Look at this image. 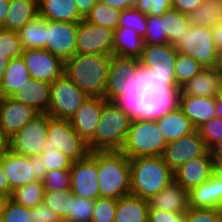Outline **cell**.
Returning <instances> with one entry per match:
<instances>
[{"mask_svg": "<svg viewBox=\"0 0 222 222\" xmlns=\"http://www.w3.org/2000/svg\"><path fill=\"white\" fill-rule=\"evenodd\" d=\"M104 98L108 102L130 103L143 108L151 98L144 84L138 58L111 55Z\"/></svg>", "mask_w": 222, "mask_h": 222, "instance_id": "6da1fadb", "label": "cell"}, {"mask_svg": "<svg viewBox=\"0 0 222 222\" xmlns=\"http://www.w3.org/2000/svg\"><path fill=\"white\" fill-rule=\"evenodd\" d=\"M177 53L172 44L144 45L139 60L150 97H169L176 92L174 66Z\"/></svg>", "mask_w": 222, "mask_h": 222, "instance_id": "7a4b0ae2", "label": "cell"}, {"mask_svg": "<svg viewBox=\"0 0 222 222\" xmlns=\"http://www.w3.org/2000/svg\"><path fill=\"white\" fill-rule=\"evenodd\" d=\"M139 109L130 103L107 102L103 106L94 137L87 143L89 152L121 151L131 121Z\"/></svg>", "mask_w": 222, "mask_h": 222, "instance_id": "3957f363", "label": "cell"}, {"mask_svg": "<svg viewBox=\"0 0 222 222\" xmlns=\"http://www.w3.org/2000/svg\"><path fill=\"white\" fill-rule=\"evenodd\" d=\"M111 55L75 53L64 62V74L90 97L105 96Z\"/></svg>", "mask_w": 222, "mask_h": 222, "instance_id": "277c9868", "label": "cell"}, {"mask_svg": "<svg viewBox=\"0 0 222 222\" xmlns=\"http://www.w3.org/2000/svg\"><path fill=\"white\" fill-rule=\"evenodd\" d=\"M166 145V137L155 119L140 108L131 121L121 152L129 158L161 156Z\"/></svg>", "mask_w": 222, "mask_h": 222, "instance_id": "5b68a950", "label": "cell"}, {"mask_svg": "<svg viewBox=\"0 0 222 222\" xmlns=\"http://www.w3.org/2000/svg\"><path fill=\"white\" fill-rule=\"evenodd\" d=\"M174 180L161 156L130 158V194L149 200Z\"/></svg>", "mask_w": 222, "mask_h": 222, "instance_id": "8992f818", "label": "cell"}, {"mask_svg": "<svg viewBox=\"0 0 222 222\" xmlns=\"http://www.w3.org/2000/svg\"><path fill=\"white\" fill-rule=\"evenodd\" d=\"M100 197L119 198L130 194V158L121 151H97Z\"/></svg>", "mask_w": 222, "mask_h": 222, "instance_id": "52a82bcc", "label": "cell"}, {"mask_svg": "<svg viewBox=\"0 0 222 222\" xmlns=\"http://www.w3.org/2000/svg\"><path fill=\"white\" fill-rule=\"evenodd\" d=\"M143 108L155 119L167 143L196 130L189 118L169 97H151Z\"/></svg>", "mask_w": 222, "mask_h": 222, "instance_id": "ba28073f", "label": "cell"}, {"mask_svg": "<svg viewBox=\"0 0 222 222\" xmlns=\"http://www.w3.org/2000/svg\"><path fill=\"white\" fill-rule=\"evenodd\" d=\"M46 136L42 153L57 149L73 162L89 153L87 143L76 133L69 120L50 118Z\"/></svg>", "mask_w": 222, "mask_h": 222, "instance_id": "9c48e42d", "label": "cell"}, {"mask_svg": "<svg viewBox=\"0 0 222 222\" xmlns=\"http://www.w3.org/2000/svg\"><path fill=\"white\" fill-rule=\"evenodd\" d=\"M2 168L12 191L36 180L42 181L47 172L39 155L23 156L9 149L2 154Z\"/></svg>", "mask_w": 222, "mask_h": 222, "instance_id": "30bf717a", "label": "cell"}, {"mask_svg": "<svg viewBox=\"0 0 222 222\" xmlns=\"http://www.w3.org/2000/svg\"><path fill=\"white\" fill-rule=\"evenodd\" d=\"M175 48L198 61L203 68L216 66L218 51L212 29L191 24Z\"/></svg>", "mask_w": 222, "mask_h": 222, "instance_id": "8fae6325", "label": "cell"}, {"mask_svg": "<svg viewBox=\"0 0 222 222\" xmlns=\"http://www.w3.org/2000/svg\"><path fill=\"white\" fill-rule=\"evenodd\" d=\"M88 97L63 74L50 83V103L47 114L51 118L70 120Z\"/></svg>", "mask_w": 222, "mask_h": 222, "instance_id": "7c38bea8", "label": "cell"}, {"mask_svg": "<svg viewBox=\"0 0 222 222\" xmlns=\"http://www.w3.org/2000/svg\"><path fill=\"white\" fill-rule=\"evenodd\" d=\"M50 115L39 113L21 130L9 137V150L23 156H36L42 153V147L47 141V128Z\"/></svg>", "mask_w": 222, "mask_h": 222, "instance_id": "4fadbf2b", "label": "cell"}, {"mask_svg": "<svg viewBox=\"0 0 222 222\" xmlns=\"http://www.w3.org/2000/svg\"><path fill=\"white\" fill-rule=\"evenodd\" d=\"M71 190L75 196L96 200L100 197L97 168V151L72 162Z\"/></svg>", "mask_w": 222, "mask_h": 222, "instance_id": "5bb4252c", "label": "cell"}, {"mask_svg": "<svg viewBox=\"0 0 222 222\" xmlns=\"http://www.w3.org/2000/svg\"><path fill=\"white\" fill-rule=\"evenodd\" d=\"M114 36V30L83 19L78 23L76 53L113 55Z\"/></svg>", "mask_w": 222, "mask_h": 222, "instance_id": "9a60e30c", "label": "cell"}, {"mask_svg": "<svg viewBox=\"0 0 222 222\" xmlns=\"http://www.w3.org/2000/svg\"><path fill=\"white\" fill-rule=\"evenodd\" d=\"M209 149L205 145L199 132H194L167 143L161 157L167 166L174 172L182 164L203 156Z\"/></svg>", "mask_w": 222, "mask_h": 222, "instance_id": "2e32d148", "label": "cell"}, {"mask_svg": "<svg viewBox=\"0 0 222 222\" xmlns=\"http://www.w3.org/2000/svg\"><path fill=\"white\" fill-rule=\"evenodd\" d=\"M78 23L47 20L46 45L63 62L76 53Z\"/></svg>", "mask_w": 222, "mask_h": 222, "instance_id": "e0dca14e", "label": "cell"}, {"mask_svg": "<svg viewBox=\"0 0 222 222\" xmlns=\"http://www.w3.org/2000/svg\"><path fill=\"white\" fill-rule=\"evenodd\" d=\"M21 56L25 61L30 77L34 80L52 83L64 74V62L48 50H23Z\"/></svg>", "mask_w": 222, "mask_h": 222, "instance_id": "ac0fdd59", "label": "cell"}, {"mask_svg": "<svg viewBox=\"0 0 222 222\" xmlns=\"http://www.w3.org/2000/svg\"><path fill=\"white\" fill-rule=\"evenodd\" d=\"M107 102L105 98L89 96L70 118L74 130L86 143L94 137L103 106Z\"/></svg>", "mask_w": 222, "mask_h": 222, "instance_id": "d6986e66", "label": "cell"}, {"mask_svg": "<svg viewBox=\"0 0 222 222\" xmlns=\"http://www.w3.org/2000/svg\"><path fill=\"white\" fill-rule=\"evenodd\" d=\"M37 114L33 107L17 102L11 97L0 98V127L9 138Z\"/></svg>", "mask_w": 222, "mask_h": 222, "instance_id": "ffe728a7", "label": "cell"}, {"mask_svg": "<svg viewBox=\"0 0 222 222\" xmlns=\"http://www.w3.org/2000/svg\"><path fill=\"white\" fill-rule=\"evenodd\" d=\"M169 98L189 118L196 130L216 117L215 97L170 95Z\"/></svg>", "mask_w": 222, "mask_h": 222, "instance_id": "44dd1931", "label": "cell"}, {"mask_svg": "<svg viewBox=\"0 0 222 222\" xmlns=\"http://www.w3.org/2000/svg\"><path fill=\"white\" fill-rule=\"evenodd\" d=\"M213 159L209 150L198 158L182 164L173 172L174 180L184 189H191L201 185L212 176Z\"/></svg>", "mask_w": 222, "mask_h": 222, "instance_id": "7402d4cb", "label": "cell"}, {"mask_svg": "<svg viewBox=\"0 0 222 222\" xmlns=\"http://www.w3.org/2000/svg\"><path fill=\"white\" fill-rule=\"evenodd\" d=\"M221 78L215 67L203 68L193 79L187 81L171 95L217 97Z\"/></svg>", "mask_w": 222, "mask_h": 222, "instance_id": "603a6c76", "label": "cell"}, {"mask_svg": "<svg viewBox=\"0 0 222 222\" xmlns=\"http://www.w3.org/2000/svg\"><path fill=\"white\" fill-rule=\"evenodd\" d=\"M147 201L149 208L153 209L170 212H186L189 210L188 191L175 180Z\"/></svg>", "mask_w": 222, "mask_h": 222, "instance_id": "cb8c5ba5", "label": "cell"}, {"mask_svg": "<svg viewBox=\"0 0 222 222\" xmlns=\"http://www.w3.org/2000/svg\"><path fill=\"white\" fill-rule=\"evenodd\" d=\"M17 102L33 107L39 113H47L50 103V83L30 78L27 84L10 96Z\"/></svg>", "mask_w": 222, "mask_h": 222, "instance_id": "d4e9b609", "label": "cell"}, {"mask_svg": "<svg viewBox=\"0 0 222 222\" xmlns=\"http://www.w3.org/2000/svg\"><path fill=\"white\" fill-rule=\"evenodd\" d=\"M189 208L222 209V187L213 175L209 180L188 191Z\"/></svg>", "mask_w": 222, "mask_h": 222, "instance_id": "484cf974", "label": "cell"}, {"mask_svg": "<svg viewBox=\"0 0 222 222\" xmlns=\"http://www.w3.org/2000/svg\"><path fill=\"white\" fill-rule=\"evenodd\" d=\"M38 15L45 20L71 23H79L84 19L74 0H38Z\"/></svg>", "mask_w": 222, "mask_h": 222, "instance_id": "4316f807", "label": "cell"}, {"mask_svg": "<svg viewBox=\"0 0 222 222\" xmlns=\"http://www.w3.org/2000/svg\"><path fill=\"white\" fill-rule=\"evenodd\" d=\"M30 78V73L22 56L10 59L0 84V98L10 97L15 92L20 91V88H23Z\"/></svg>", "mask_w": 222, "mask_h": 222, "instance_id": "83f0119b", "label": "cell"}, {"mask_svg": "<svg viewBox=\"0 0 222 222\" xmlns=\"http://www.w3.org/2000/svg\"><path fill=\"white\" fill-rule=\"evenodd\" d=\"M113 55L118 57L140 58L144 40L135 30L118 27L114 30Z\"/></svg>", "mask_w": 222, "mask_h": 222, "instance_id": "f1b7e54d", "label": "cell"}, {"mask_svg": "<svg viewBox=\"0 0 222 222\" xmlns=\"http://www.w3.org/2000/svg\"><path fill=\"white\" fill-rule=\"evenodd\" d=\"M38 15V0H10L4 29L18 31Z\"/></svg>", "mask_w": 222, "mask_h": 222, "instance_id": "f546056e", "label": "cell"}, {"mask_svg": "<svg viewBox=\"0 0 222 222\" xmlns=\"http://www.w3.org/2000/svg\"><path fill=\"white\" fill-rule=\"evenodd\" d=\"M148 201L132 194L117 200L114 222H148Z\"/></svg>", "mask_w": 222, "mask_h": 222, "instance_id": "4dcf8cb0", "label": "cell"}, {"mask_svg": "<svg viewBox=\"0 0 222 222\" xmlns=\"http://www.w3.org/2000/svg\"><path fill=\"white\" fill-rule=\"evenodd\" d=\"M47 20L37 15L17 31L23 50L45 49Z\"/></svg>", "mask_w": 222, "mask_h": 222, "instance_id": "1f68e13d", "label": "cell"}, {"mask_svg": "<svg viewBox=\"0 0 222 222\" xmlns=\"http://www.w3.org/2000/svg\"><path fill=\"white\" fill-rule=\"evenodd\" d=\"M188 17L192 25L212 29L222 22V0H204Z\"/></svg>", "mask_w": 222, "mask_h": 222, "instance_id": "d6a6232c", "label": "cell"}, {"mask_svg": "<svg viewBox=\"0 0 222 222\" xmlns=\"http://www.w3.org/2000/svg\"><path fill=\"white\" fill-rule=\"evenodd\" d=\"M161 21H163L168 42L174 46L180 41V36H183L191 25L188 15L174 8L168 9L161 16Z\"/></svg>", "mask_w": 222, "mask_h": 222, "instance_id": "836d02e7", "label": "cell"}, {"mask_svg": "<svg viewBox=\"0 0 222 222\" xmlns=\"http://www.w3.org/2000/svg\"><path fill=\"white\" fill-rule=\"evenodd\" d=\"M120 13L121 11L119 9L97 2L85 20L93 25L115 30L119 27Z\"/></svg>", "mask_w": 222, "mask_h": 222, "instance_id": "e575fe53", "label": "cell"}, {"mask_svg": "<svg viewBox=\"0 0 222 222\" xmlns=\"http://www.w3.org/2000/svg\"><path fill=\"white\" fill-rule=\"evenodd\" d=\"M71 189L44 191L42 202L48 206L55 213L59 214L63 221H65L71 211V197L73 196Z\"/></svg>", "mask_w": 222, "mask_h": 222, "instance_id": "d590c367", "label": "cell"}, {"mask_svg": "<svg viewBox=\"0 0 222 222\" xmlns=\"http://www.w3.org/2000/svg\"><path fill=\"white\" fill-rule=\"evenodd\" d=\"M43 195V183L36 180L28 185L16 188L10 198L24 207L33 208L42 203Z\"/></svg>", "mask_w": 222, "mask_h": 222, "instance_id": "8d00e7d4", "label": "cell"}, {"mask_svg": "<svg viewBox=\"0 0 222 222\" xmlns=\"http://www.w3.org/2000/svg\"><path fill=\"white\" fill-rule=\"evenodd\" d=\"M176 91L193 79L202 69L201 64L187 54L178 52L175 62Z\"/></svg>", "mask_w": 222, "mask_h": 222, "instance_id": "74e56055", "label": "cell"}, {"mask_svg": "<svg viewBox=\"0 0 222 222\" xmlns=\"http://www.w3.org/2000/svg\"><path fill=\"white\" fill-rule=\"evenodd\" d=\"M94 200L73 195L71 197V211L64 222H91Z\"/></svg>", "mask_w": 222, "mask_h": 222, "instance_id": "f35d334b", "label": "cell"}, {"mask_svg": "<svg viewBox=\"0 0 222 222\" xmlns=\"http://www.w3.org/2000/svg\"><path fill=\"white\" fill-rule=\"evenodd\" d=\"M147 15L135 7L121 11L119 27H127L135 30L141 37H144L147 30Z\"/></svg>", "mask_w": 222, "mask_h": 222, "instance_id": "ab89813d", "label": "cell"}, {"mask_svg": "<svg viewBox=\"0 0 222 222\" xmlns=\"http://www.w3.org/2000/svg\"><path fill=\"white\" fill-rule=\"evenodd\" d=\"M23 53L21 40L16 31L0 29V56L10 59L20 57Z\"/></svg>", "mask_w": 222, "mask_h": 222, "instance_id": "60d3db41", "label": "cell"}, {"mask_svg": "<svg viewBox=\"0 0 222 222\" xmlns=\"http://www.w3.org/2000/svg\"><path fill=\"white\" fill-rule=\"evenodd\" d=\"M147 30L143 37L144 45L170 44L164 31L161 16H147Z\"/></svg>", "mask_w": 222, "mask_h": 222, "instance_id": "b9f144b4", "label": "cell"}, {"mask_svg": "<svg viewBox=\"0 0 222 222\" xmlns=\"http://www.w3.org/2000/svg\"><path fill=\"white\" fill-rule=\"evenodd\" d=\"M44 191L71 189V172L70 169L47 171L43 180Z\"/></svg>", "mask_w": 222, "mask_h": 222, "instance_id": "7bdbcfd3", "label": "cell"}, {"mask_svg": "<svg viewBox=\"0 0 222 222\" xmlns=\"http://www.w3.org/2000/svg\"><path fill=\"white\" fill-rule=\"evenodd\" d=\"M117 200L99 197L94 200V209L91 222H114Z\"/></svg>", "mask_w": 222, "mask_h": 222, "instance_id": "ee69618b", "label": "cell"}, {"mask_svg": "<svg viewBox=\"0 0 222 222\" xmlns=\"http://www.w3.org/2000/svg\"><path fill=\"white\" fill-rule=\"evenodd\" d=\"M1 218L2 222H31V208L24 207L10 198Z\"/></svg>", "mask_w": 222, "mask_h": 222, "instance_id": "f6af8a7d", "label": "cell"}, {"mask_svg": "<svg viewBox=\"0 0 222 222\" xmlns=\"http://www.w3.org/2000/svg\"><path fill=\"white\" fill-rule=\"evenodd\" d=\"M197 131L209 149L222 138V119L215 117L201 125Z\"/></svg>", "mask_w": 222, "mask_h": 222, "instance_id": "bcb514c9", "label": "cell"}, {"mask_svg": "<svg viewBox=\"0 0 222 222\" xmlns=\"http://www.w3.org/2000/svg\"><path fill=\"white\" fill-rule=\"evenodd\" d=\"M185 222H222V209L189 208V210L186 211Z\"/></svg>", "mask_w": 222, "mask_h": 222, "instance_id": "7dc6e473", "label": "cell"}, {"mask_svg": "<svg viewBox=\"0 0 222 222\" xmlns=\"http://www.w3.org/2000/svg\"><path fill=\"white\" fill-rule=\"evenodd\" d=\"M47 169V171L70 169L72 160L59 150L41 153L39 155Z\"/></svg>", "mask_w": 222, "mask_h": 222, "instance_id": "c3c4849f", "label": "cell"}, {"mask_svg": "<svg viewBox=\"0 0 222 222\" xmlns=\"http://www.w3.org/2000/svg\"><path fill=\"white\" fill-rule=\"evenodd\" d=\"M134 7L147 16H162L171 5L170 0H137Z\"/></svg>", "mask_w": 222, "mask_h": 222, "instance_id": "681fc988", "label": "cell"}, {"mask_svg": "<svg viewBox=\"0 0 222 222\" xmlns=\"http://www.w3.org/2000/svg\"><path fill=\"white\" fill-rule=\"evenodd\" d=\"M186 212H170L149 208L148 222H185Z\"/></svg>", "mask_w": 222, "mask_h": 222, "instance_id": "f907efd6", "label": "cell"}, {"mask_svg": "<svg viewBox=\"0 0 222 222\" xmlns=\"http://www.w3.org/2000/svg\"><path fill=\"white\" fill-rule=\"evenodd\" d=\"M31 222H64L59 214L55 213L43 202L31 208Z\"/></svg>", "mask_w": 222, "mask_h": 222, "instance_id": "816d5d0a", "label": "cell"}, {"mask_svg": "<svg viewBox=\"0 0 222 222\" xmlns=\"http://www.w3.org/2000/svg\"><path fill=\"white\" fill-rule=\"evenodd\" d=\"M204 0H170L171 8L189 15L195 11Z\"/></svg>", "mask_w": 222, "mask_h": 222, "instance_id": "f5cc1de1", "label": "cell"}, {"mask_svg": "<svg viewBox=\"0 0 222 222\" xmlns=\"http://www.w3.org/2000/svg\"><path fill=\"white\" fill-rule=\"evenodd\" d=\"M79 14L85 19L91 9L98 2L97 0H74Z\"/></svg>", "mask_w": 222, "mask_h": 222, "instance_id": "db71d44e", "label": "cell"}, {"mask_svg": "<svg viewBox=\"0 0 222 222\" xmlns=\"http://www.w3.org/2000/svg\"><path fill=\"white\" fill-rule=\"evenodd\" d=\"M0 192L5 193L11 197L13 191L10 189L8 179L2 168V155H0Z\"/></svg>", "mask_w": 222, "mask_h": 222, "instance_id": "11a10c76", "label": "cell"}, {"mask_svg": "<svg viewBox=\"0 0 222 222\" xmlns=\"http://www.w3.org/2000/svg\"><path fill=\"white\" fill-rule=\"evenodd\" d=\"M213 38L218 53L222 52V22L217 26L212 27Z\"/></svg>", "mask_w": 222, "mask_h": 222, "instance_id": "9f6ffc18", "label": "cell"}, {"mask_svg": "<svg viewBox=\"0 0 222 222\" xmlns=\"http://www.w3.org/2000/svg\"><path fill=\"white\" fill-rule=\"evenodd\" d=\"M213 161H222V138L209 148Z\"/></svg>", "mask_w": 222, "mask_h": 222, "instance_id": "6f0895ef", "label": "cell"}, {"mask_svg": "<svg viewBox=\"0 0 222 222\" xmlns=\"http://www.w3.org/2000/svg\"><path fill=\"white\" fill-rule=\"evenodd\" d=\"M97 1L112 6L116 9H119L120 11L131 8V6L126 2V0H97Z\"/></svg>", "mask_w": 222, "mask_h": 222, "instance_id": "680465c9", "label": "cell"}, {"mask_svg": "<svg viewBox=\"0 0 222 222\" xmlns=\"http://www.w3.org/2000/svg\"><path fill=\"white\" fill-rule=\"evenodd\" d=\"M10 0H0V28L4 29V21L9 9Z\"/></svg>", "mask_w": 222, "mask_h": 222, "instance_id": "91938a15", "label": "cell"}, {"mask_svg": "<svg viewBox=\"0 0 222 222\" xmlns=\"http://www.w3.org/2000/svg\"><path fill=\"white\" fill-rule=\"evenodd\" d=\"M212 175L220 181L222 187V161H213Z\"/></svg>", "mask_w": 222, "mask_h": 222, "instance_id": "94428289", "label": "cell"}, {"mask_svg": "<svg viewBox=\"0 0 222 222\" xmlns=\"http://www.w3.org/2000/svg\"><path fill=\"white\" fill-rule=\"evenodd\" d=\"M9 149V138L3 133L0 127V155Z\"/></svg>", "mask_w": 222, "mask_h": 222, "instance_id": "6125c7cd", "label": "cell"}, {"mask_svg": "<svg viewBox=\"0 0 222 222\" xmlns=\"http://www.w3.org/2000/svg\"><path fill=\"white\" fill-rule=\"evenodd\" d=\"M9 62H10V58L6 56H0V84L2 82L3 75L7 69Z\"/></svg>", "mask_w": 222, "mask_h": 222, "instance_id": "be15d7a7", "label": "cell"}, {"mask_svg": "<svg viewBox=\"0 0 222 222\" xmlns=\"http://www.w3.org/2000/svg\"><path fill=\"white\" fill-rule=\"evenodd\" d=\"M216 117L222 119V99L218 96L215 97Z\"/></svg>", "mask_w": 222, "mask_h": 222, "instance_id": "e7e4bbea", "label": "cell"}, {"mask_svg": "<svg viewBox=\"0 0 222 222\" xmlns=\"http://www.w3.org/2000/svg\"><path fill=\"white\" fill-rule=\"evenodd\" d=\"M9 199H10L9 195L0 192V213H2V211L5 209Z\"/></svg>", "mask_w": 222, "mask_h": 222, "instance_id": "03108f58", "label": "cell"}, {"mask_svg": "<svg viewBox=\"0 0 222 222\" xmlns=\"http://www.w3.org/2000/svg\"><path fill=\"white\" fill-rule=\"evenodd\" d=\"M215 68L217 70V74L222 79V52L218 53L217 63H216Z\"/></svg>", "mask_w": 222, "mask_h": 222, "instance_id": "003e7915", "label": "cell"}, {"mask_svg": "<svg viewBox=\"0 0 222 222\" xmlns=\"http://www.w3.org/2000/svg\"><path fill=\"white\" fill-rule=\"evenodd\" d=\"M218 97L222 99V79H221V81H220V87H219Z\"/></svg>", "mask_w": 222, "mask_h": 222, "instance_id": "a7ac6f4b", "label": "cell"}, {"mask_svg": "<svg viewBox=\"0 0 222 222\" xmlns=\"http://www.w3.org/2000/svg\"><path fill=\"white\" fill-rule=\"evenodd\" d=\"M126 2H127L131 7H134V4L137 2V0H126Z\"/></svg>", "mask_w": 222, "mask_h": 222, "instance_id": "89a4df30", "label": "cell"}]
</instances>
